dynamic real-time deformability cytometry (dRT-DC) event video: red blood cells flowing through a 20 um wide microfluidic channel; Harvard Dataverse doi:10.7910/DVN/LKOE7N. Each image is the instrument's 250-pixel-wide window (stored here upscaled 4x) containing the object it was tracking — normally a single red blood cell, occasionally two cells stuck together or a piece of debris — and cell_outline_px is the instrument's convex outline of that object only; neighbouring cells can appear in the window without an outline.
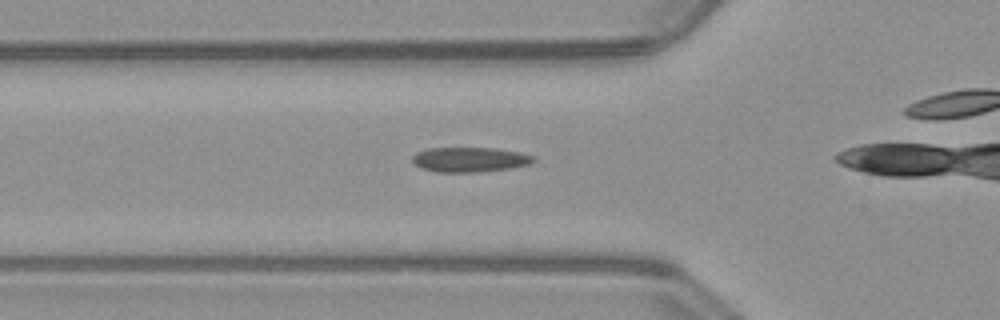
{"species": "common noctule bat (a hibernating species)", "species_latin": "Nyctalus noctula", "temperature_condition": "warm", "stored_images_in_passage": 17, "camera_frame_rate_fps": 3000, "um_per_image_px": 0.085, "animal": {"sex": "male", "body_mass_g": 23.1, "forearm_length_mm": 52.7}, "frame": {"image": 1, "passage_image": 6, "time_ms": 1.667, "image_size_px": [1000, 320], "cell_outline_px": [[536, 160], [532, 164], [512, 168], [480, 172], [436, 172], [420, 168], [412, 160], [412, 156], [416, 152], [428, 148], [496, 148], [520, 152], [536, 156]], "centroid_in_image_um": [39.98, 13.56], "position_along_channel_um": 85.8, "area_um2": 17.8}}
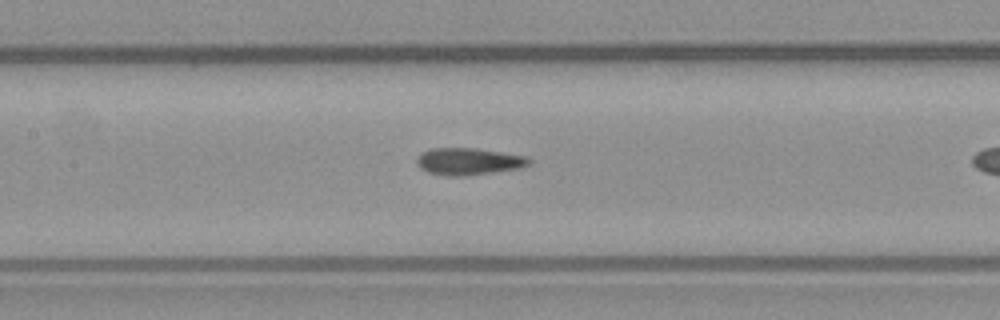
{"frame": {"image": 2, "passage_image": 12, "time_ms": 3.667, "image_size_px": [1000, 320], "cell_outline_px": [[532, 164], [520, 168], [492, 172], [460, 176], [448, 176], [428, 172], [420, 168], [416, 164], [416, 160], [424, 152], [432, 148], [476, 148], [528, 156], [532, 160]], "centroid_in_image_um": [39.88, 13.72], "position_along_channel_um": 167.5, "area_um2": 17.63}}
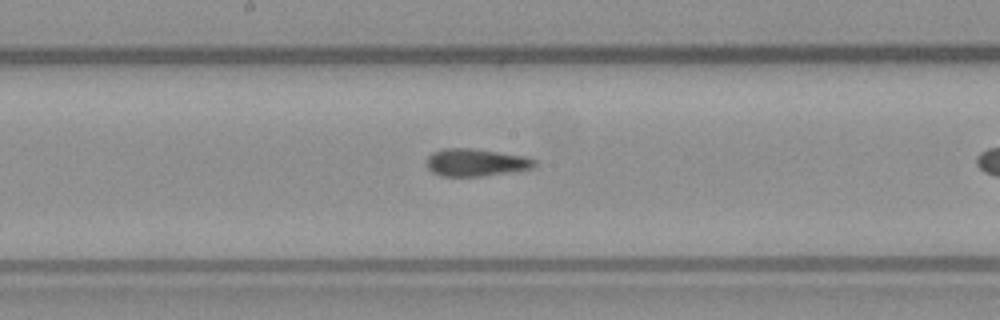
{"frame": {"image": 3, "passage_image": 15, "time_ms": 4.667, "image_size_px": [1000, 320], "cell_outline_px": [[536, 164], [532, 168], [508, 172], [480, 176], [440, 176], [432, 172], [428, 168], [428, 156], [432, 152], [444, 148], [468, 148], [524, 156], [536, 160]], "centroid_in_image_um": [40.42, 13.81], "position_along_channel_um": 207.8, "area_um2": 16.99}}